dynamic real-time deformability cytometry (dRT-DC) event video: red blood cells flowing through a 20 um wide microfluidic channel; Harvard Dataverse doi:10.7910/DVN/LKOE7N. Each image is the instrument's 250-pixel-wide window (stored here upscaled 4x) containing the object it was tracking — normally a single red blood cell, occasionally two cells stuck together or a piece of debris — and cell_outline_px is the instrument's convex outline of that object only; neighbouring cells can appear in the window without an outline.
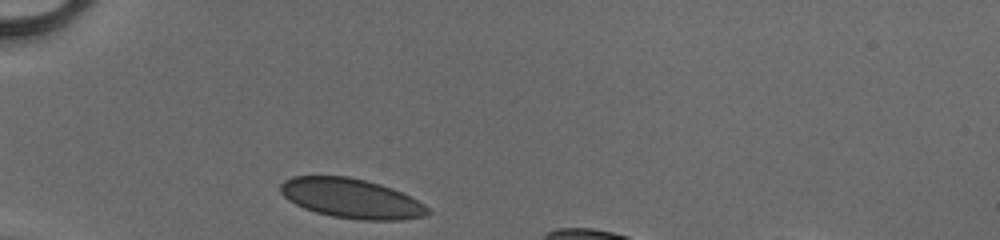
{"species": "human", "species_latin": "Homo sapiens", "temperature_condition": "cold", "stored_images_in_passage": 28, "camera_frame_rate_fps": 3000, "um_per_image_px": 0.085, "donor": {"sex": "male"}, "frame": {"image": 1, "passage_image": 1, "time_ms": 0.0, "image_size_px": [1000, 240], "cell_outline_px": [[432, 212], [424, 216], [400, 220], [364, 220], [332, 216], [316, 212], [304, 208], [288, 200], [280, 192], [280, 184], [284, 180], [292, 176], [348, 176], [380, 184], [392, 188], [424, 204]], "centroid_in_image_um": [29.84, 16.86], "position_along_channel_um": 55.2, "area_um2": 33.81}}
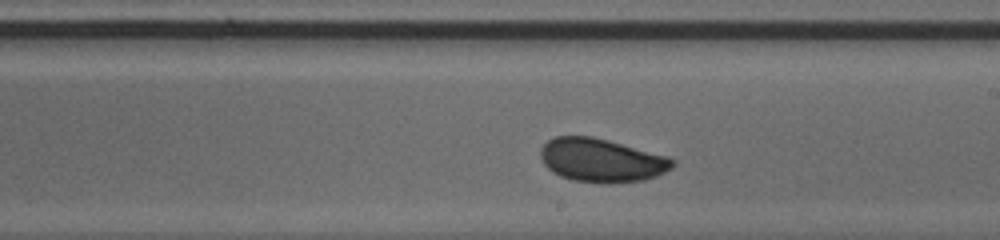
{"frame": {"image": 2, "passage_image": 16, "time_ms": 5.0, "image_size_px": [1000, 240], "cell_outline_px": [[676, 164], [672, 168], [656, 176], [644, 180], [608, 184], [600, 184], [572, 180], [560, 176], [552, 172], [544, 164], [540, 156], [540, 148], [548, 140], [556, 136], [592, 136], [608, 140], [668, 156], [676, 160]], "centroid_in_image_um": [51.13, 13.63], "position_along_channel_um": 237.9, "area_um2": 33.81}}
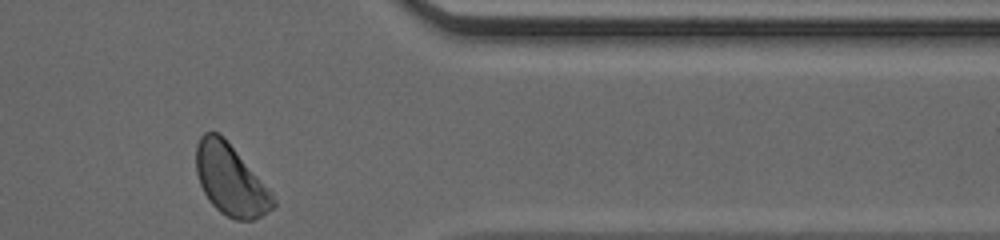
{"frame": {"image": 3, "passage_image": 28, "time_ms": 9.0, "image_size_px": [1000, 240], "cell_outline_px": [[276, 204], [272, 208], [260, 216], [252, 220], [236, 220], [220, 212], [208, 200], [200, 184], [196, 172], [196, 144], [200, 136], [204, 132], [216, 132], [224, 136], [272, 192], [276, 200]], "centroid_in_image_um": [19.59, 15.27], "position_along_channel_um": 391.8, "area_um2": 31.79}, "authors_computed_cell_mechanics": {"area_um2": 32.9171, "velocity_mm_per_s": 4.0814, "shape_relaxation_time_tau1_ms": 3.7018, "shape_relaxation_time_tau2_ms": null, "deformation_change_tau1": 0.0696, "deformation_change_tau2": null}}